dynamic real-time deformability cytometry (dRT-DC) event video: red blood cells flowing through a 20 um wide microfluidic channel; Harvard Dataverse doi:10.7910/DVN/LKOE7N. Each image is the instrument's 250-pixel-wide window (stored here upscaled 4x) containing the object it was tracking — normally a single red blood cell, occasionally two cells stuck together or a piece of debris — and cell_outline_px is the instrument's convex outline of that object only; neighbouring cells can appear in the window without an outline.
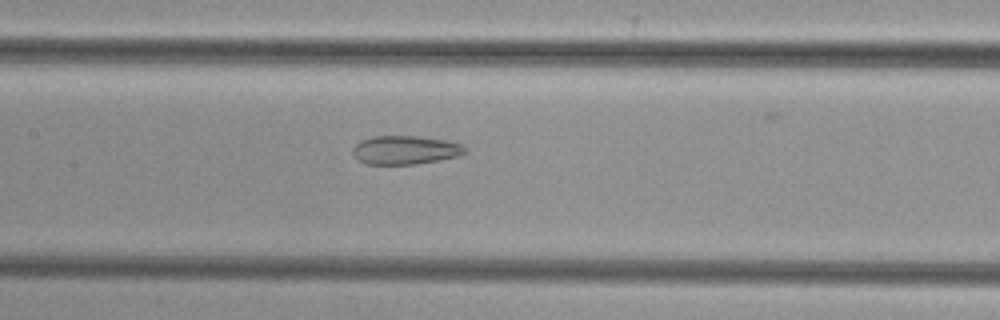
{"species": "common noctule bat (a hibernating species)", "species_latin": "Nyctalus noctula", "temperature_condition": "cold", "stored_images_in_passage": 34, "camera_frame_rate_fps": 3000, "um_per_image_px": 0.085, "animal": {"sex": "female", "body_mass_g": 29.2, "forearm_length_mm": 56.3}, "frame": {"image": 1, "passage_image": 14, "time_ms": 4.333, "image_size_px": [1000, 320], "cell_outline_px": [[464, 152], [460, 156], [440, 160], [416, 164], [364, 164], [356, 160], [352, 152], [352, 148], [360, 140], [372, 136], [416, 136], [444, 140], [460, 144], [464, 148]], "centroid_in_image_um": [34.37, 12.76], "position_along_channel_um": 173.0, "area_um2": 18.79}}
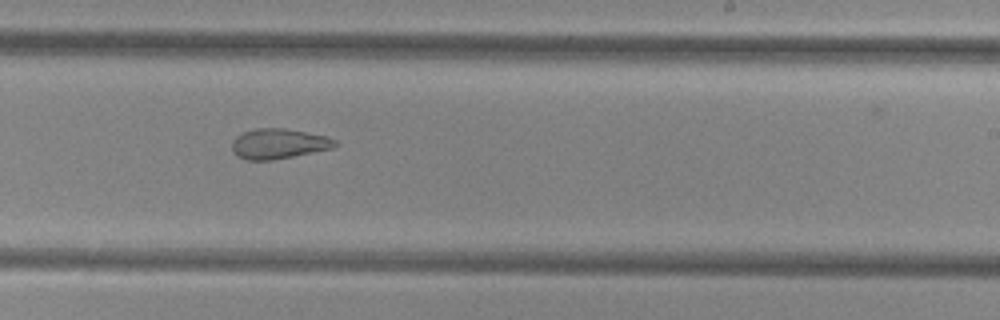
{"frame": {"image": 2, "passage_image": 21, "time_ms": 6.667, "image_size_px": [1000, 320], "cell_outline_px": [[340, 144], [332, 148], [272, 160], [248, 160], [236, 156], [232, 152], [232, 140], [236, 136], [244, 132], [256, 128], [284, 128], [328, 136], [336, 140]], "centroid_in_image_um": [23.67, 12.21], "position_along_channel_um": 265.3, "area_um2": 18.15}}
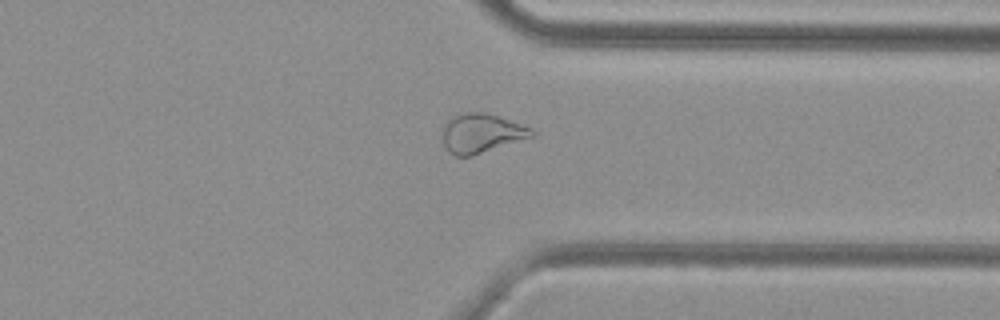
{"frame": {"image": 3, "passage_image": 29, "time_ms": 9.333, "image_size_px": [1000, 320], "cell_outline_px": [[536, 136], [472, 156], [456, 156], [448, 152], [444, 144], [444, 124], [456, 112], [484, 112], [532, 128], [536, 132]], "centroid_in_image_um": [40.93, 11.33], "position_along_channel_um": 370.5, "area_um2": 20.46}}